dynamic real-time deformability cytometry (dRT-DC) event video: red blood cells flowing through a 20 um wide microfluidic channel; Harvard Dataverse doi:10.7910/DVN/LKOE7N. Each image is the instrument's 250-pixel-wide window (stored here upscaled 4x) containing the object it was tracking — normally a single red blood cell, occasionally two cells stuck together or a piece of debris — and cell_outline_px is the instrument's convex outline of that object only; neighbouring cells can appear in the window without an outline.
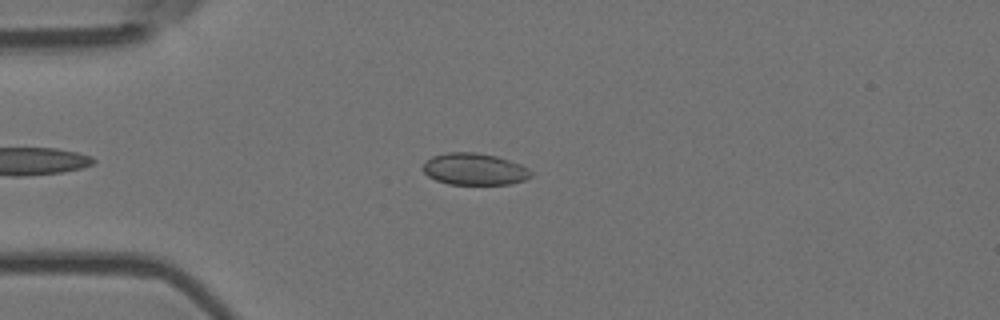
{"species": "Egyptian fruit bat (a non-hibernating species)", "species_latin": "Rousettus aegyptiacus", "temperature_condition": "room temperature", "stored_images_in_passage": 9, "camera_frame_rate_fps": 3000, "um_per_image_px": 0.085, "animal": {"sex": "female"}, "frame": {"image": 1, "passage_image": 4, "time_ms": 1.0, "image_size_px": [1000, 320], "cell_outline_px": [[532, 176], [524, 180], [512, 184], [448, 184], [436, 180], [428, 176], [424, 172], [424, 160], [432, 156], [444, 152], [476, 152], [496, 156], [520, 164], [528, 168], [532, 172]], "centroid_in_image_um": [40.32, 14.37], "position_along_channel_um": 44.7, "area_um2": 20.11}}
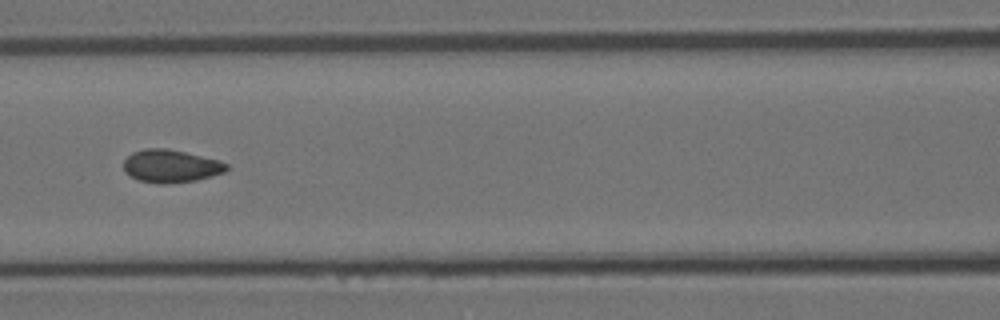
{"frame": {"image": 2, "passage_image": 7, "time_ms": 2.0, "image_size_px": [1000, 320], "cell_outline_px": [[228, 168], [224, 172], [212, 176], [196, 180], [160, 184], [140, 180], [124, 172], [124, 160], [132, 152], [144, 148], [164, 148], [184, 152], [216, 160], [228, 164]], "centroid_in_image_um": [14.49, 14.11], "position_along_channel_um": 152.1, "area_um2": 19.36}}
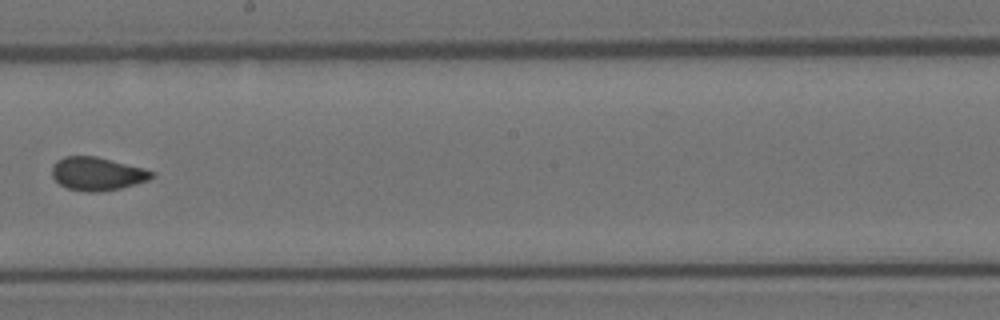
{"frame": {"image": 3, "passage_image": 9, "time_ms": 2.667, "image_size_px": [1000, 320], "cell_outline_px": [[156, 176], [148, 180], [136, 184], [120, 188], [100, 192], [88, 192], [68, 188], [60, 184], [52, 176], [52, 164], [56, 160], [64, 156], [96, 156], [144, 168], [156, 172]], "centroid_in_image_um": [8.28, 14.76], "position_along_channel_um": 239.9, "area_um2": 19.48}}